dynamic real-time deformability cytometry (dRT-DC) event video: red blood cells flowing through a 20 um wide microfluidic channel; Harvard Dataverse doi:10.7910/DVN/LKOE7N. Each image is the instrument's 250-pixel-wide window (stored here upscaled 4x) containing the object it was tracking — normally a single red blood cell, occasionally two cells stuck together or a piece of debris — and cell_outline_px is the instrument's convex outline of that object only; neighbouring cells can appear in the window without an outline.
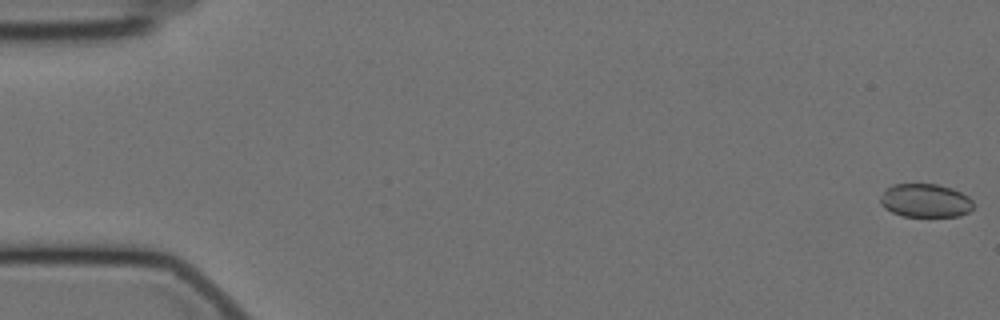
{"species": "Egyptian fruit bat (a non-hibernating species)", "species_latin": "Rousettus aegyptiacus", "temperature_condition": "cold", "stored_images_in_passage": 9, "camera_frame_rate_fps": 3000, "um_per_image_px": 0.085, "animal": {"sex": "female"}, "frame": {"image": 1, "passage_image": 1, "time_ms": 0.0, "image_size_px": [1000, 320], "cell_outline_px": [[976, 204], [968, 212], [960, 216], [904, 216], [892, 212], [884, 208], [880, 204], [880, 196], [884, 188], [892, 184], [936, 184], [952, 188], [968, 196]], "centroid_in_image_um": [78.64, 17.04], "position_along_channel_um": 6.4, "area_um2": 18.38}}